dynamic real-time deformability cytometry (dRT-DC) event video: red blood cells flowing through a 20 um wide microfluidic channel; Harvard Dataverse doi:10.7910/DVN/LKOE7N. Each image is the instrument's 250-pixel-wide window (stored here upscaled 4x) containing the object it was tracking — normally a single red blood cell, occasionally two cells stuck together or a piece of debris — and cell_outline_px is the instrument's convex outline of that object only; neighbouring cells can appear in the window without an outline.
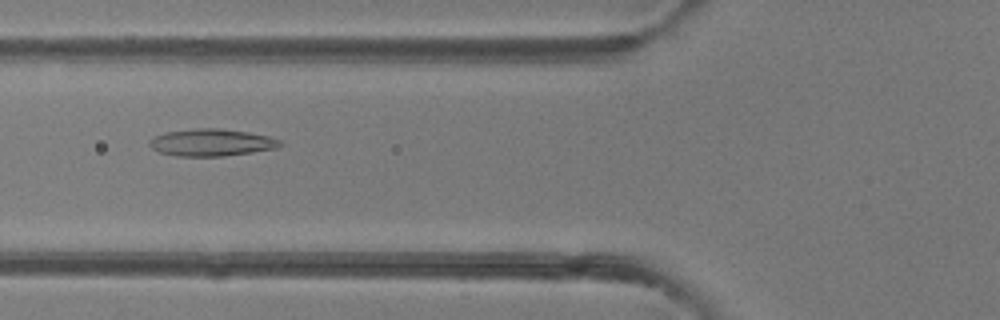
{"species": "common noctule bat (a hibernating species)", "species_latin": "Nyctalus noctula", "temperature_condition": "room temperature", "stored_images_in_passage": 49, "camera_frame_rate_fps": 3000, "um_per_image_px": 0.085, "animal": {"sex": "female"}, "frame": {"image": 1, "passage_image": 19, "time_ms": 6.0, "image_size_px": [1000, 320], "cell_outline_px": [[284, 144], [276, 148], [252, 152], [224, 156], [176, 156], [160, 152], [152, 148], [148, 144], [148, 140], [164, 132], [196, 128], [220, 128], [248, 132], [268, 136], [280, 140]], "centroid_in_image_um": [17.97, 12.11], "position_along_channel_um": 107.8, "area_um2": 20.69}}
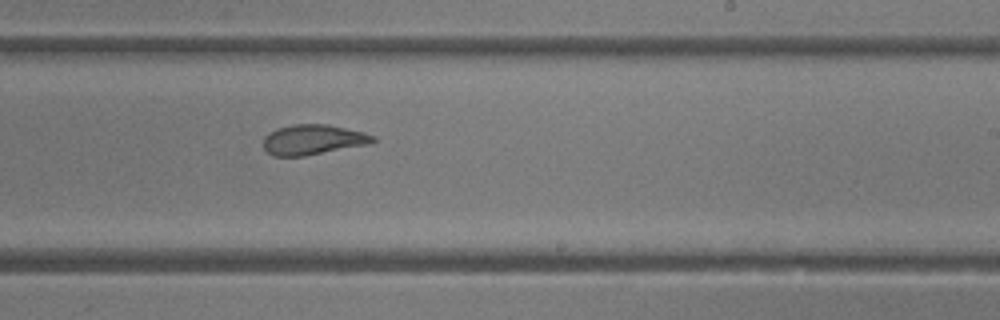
{"frame": {"image": 2, "passage_image": 30, "time_ms": 9.667, "image_size_px": [1000, 320], "cell_outline_px": [[376, 140], [372, 144], [304, 156], [272, 156], [264, 148], [264, 136], [268, 132], [276, 128], [292, 124], [328, 124], [364, 132], [376, 136]], "centroid_in_image_um": [26.63, 11.87], "position_along_channel_um": 262.4, "area_um2": 19.54}}
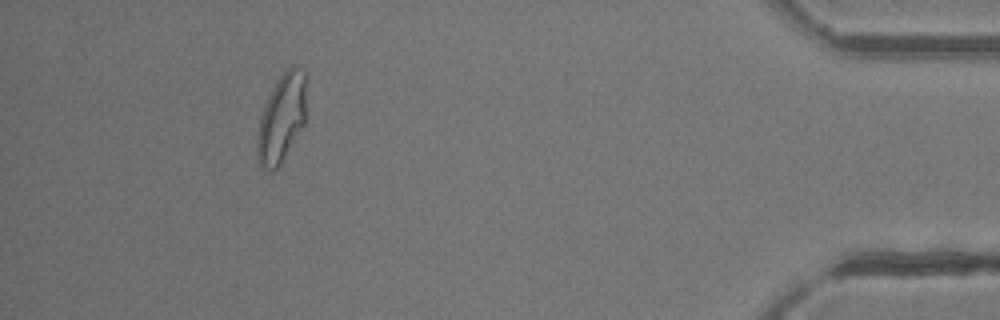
{"frame": {"image": 3, "passage_image": 45, "time_ms": 14.667, "image_size_px": [1000, 320], "cell_outline_px": [[304, 124], [276, 168], [264, 168], [260, 164], [256, 152], [256, 140], [260, 120], [268, 96], [276, 80], [292, 64], [304, 72]], "centroid_in_image_um": [23.9, 10.01], "position_along_channel_um": 411.3, "area_um2": 24.16}, "authors_computed_cell_mechanics": {"area_um2": 22.1952, "velocity_mm_per_s": 4.2162, "shape_relaxation_time_tau1_ms": null, "shape_relaxation_time_tau2_ms": 1.4861, "deformation_change_tau1": null, "deformation_change_tau2": 0.0889}}